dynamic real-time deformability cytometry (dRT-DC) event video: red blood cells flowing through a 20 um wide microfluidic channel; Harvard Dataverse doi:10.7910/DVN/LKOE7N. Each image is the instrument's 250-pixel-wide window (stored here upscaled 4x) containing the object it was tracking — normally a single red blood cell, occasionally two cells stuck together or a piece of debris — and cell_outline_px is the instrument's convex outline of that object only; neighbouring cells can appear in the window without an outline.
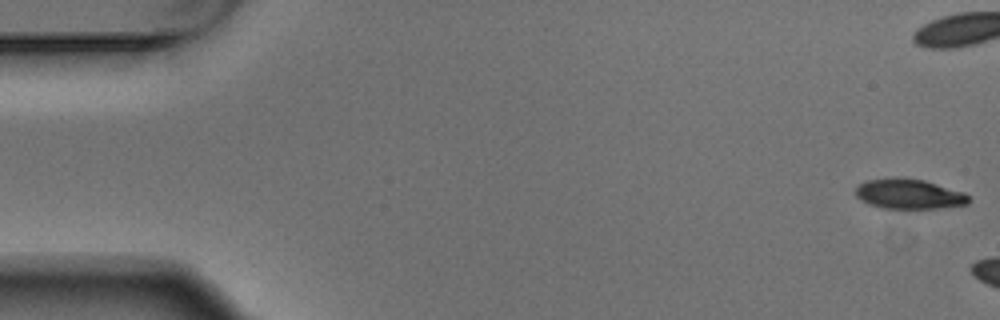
{"species": "Egyptian fruit bat (a non-hibernating species)", "species_latin": "Rousettus aegyptiacus", "temperature_condition": "warm", "stored_images_in_passage": 6, "camera_frame_rate_fps": 3000, "um_per_image_px": 0.085, "animal": {"sex": "male"}, "frame": {"image": 1, "passage_image": 1, "time_ms": 0.0, "image_size_px": [1000, 320], "cell_outline_px": [[968, 204], [936, 208], [884, 208], [860, 200], [856, 196], [856, 188], [860, 184], [868, 180], [896, 176], [924, 180], [964, 192], [968, 196]], "centroid_in_image_um": [77.25, 16.47], "position_along_channel_um": 7.7, "area_um2": 19.59}}
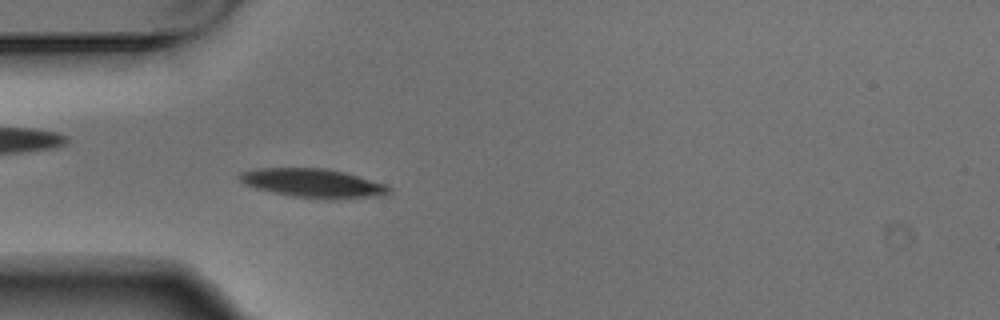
{"frame": {"image": 2, "passage_image": 6, "time_ms": 1.667, "image_size_px": [1000, 320], "cell_outline_px": [[392, 192], [384, 196], [292, 196], [256, 188], [244, 184], [240, 180], [240, 172], [256, 168], [324, 168], [344, 172], [384, 184], [392, 188]], "centroid_in_image_um": [26.55, 15.51], "position_along_channel_um": 58.4, "area_um2": 23.87}}